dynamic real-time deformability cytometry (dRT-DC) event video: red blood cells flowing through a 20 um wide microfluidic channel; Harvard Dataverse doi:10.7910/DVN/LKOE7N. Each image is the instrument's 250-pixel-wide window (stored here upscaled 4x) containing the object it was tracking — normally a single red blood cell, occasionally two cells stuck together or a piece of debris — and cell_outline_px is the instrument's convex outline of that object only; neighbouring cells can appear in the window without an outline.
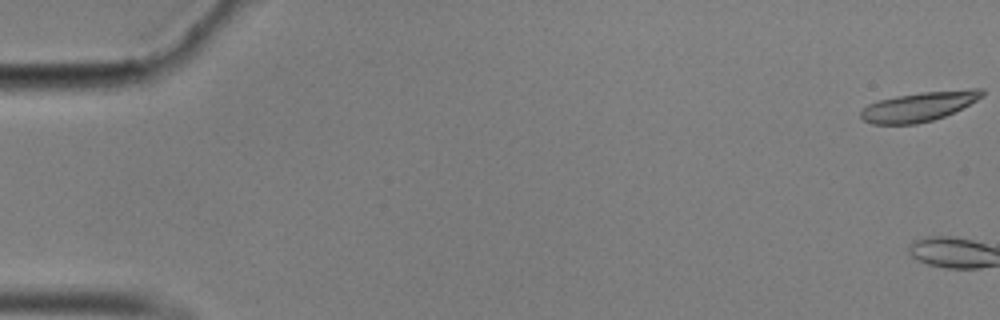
{"species": "common noctule bat (a hibernating species)", "species_latin": "Nyctalus noctula", "temperature_condition": "cold", "stored_images_in_passage": 3, "camera_frame_rate_fps": 3000, "um_per_image_px": 0.085, "animal": {"sex": "male", "body_mass_g": 17.9}, "frame": {"image": 1, "passage_image": 1, "time_ms": 0.0, "image_size_px": [1000, 320], "cell_outline_px": [[984, 96], [944, 116], [932, 120], [916, 124], [872, 124], [864, 120], [860, 116], [860, 112], [868, 104], [880, 100], [896, 96], [920, 92], [972, 88], [984, 88]], "centroid_in_image_um": [78.12, 9.04], "position_along_channel_um": 6.9, "area_um2": 20.69}}